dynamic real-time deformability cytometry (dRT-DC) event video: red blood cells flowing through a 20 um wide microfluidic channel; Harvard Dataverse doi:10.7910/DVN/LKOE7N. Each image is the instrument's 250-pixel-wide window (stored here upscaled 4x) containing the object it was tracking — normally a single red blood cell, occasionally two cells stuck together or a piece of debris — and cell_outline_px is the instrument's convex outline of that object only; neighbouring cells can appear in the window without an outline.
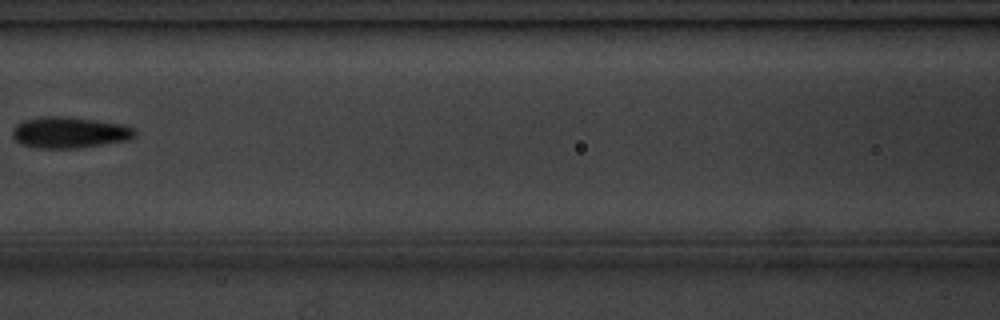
{"species": "common noctule bat (a hibernating species)", "species_latin": "Nyctalus noctula", "temperature_condition": "cold", "stored_images_in_passage": 6, "camera_frame_rate_fps": 3000, "um_per_image_px": 0.085, "animal": {"sex": "male", "body_mass_g": 20.1, "forearm_length_mm": 53.5}, "frame": {"image": 1, "passage_image": 5, "time_ms": 4.667, "image_size_px": [1000, 320], "cell_outline_px": [[136, 132], [128, 140], [76, 148], [36, 148], [20, 144], [12, 136], [12, 128], [16, 124], [24, 120], [40, 116], [64, 116], [96, 120], [124, 124], [136, 128]], "centroid_in_image_um": [5.87, 11.25], "position_along_channel_um": 160.7, "area_um2": 22.37}}